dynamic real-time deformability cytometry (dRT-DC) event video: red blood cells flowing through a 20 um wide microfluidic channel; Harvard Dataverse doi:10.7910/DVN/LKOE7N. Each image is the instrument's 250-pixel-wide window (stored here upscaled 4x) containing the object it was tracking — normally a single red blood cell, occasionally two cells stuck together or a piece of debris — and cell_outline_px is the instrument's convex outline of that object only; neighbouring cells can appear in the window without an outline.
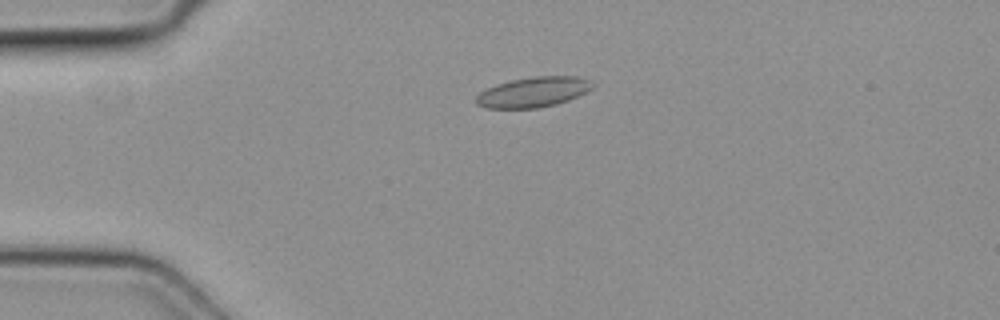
{"species": "common noctule bat (a hibernating species)", "species_latin": "Nyctalus noctula", "temperature_condition": "cold", "stored_images_in_passage": 4, "camera_frame_rate_fps": 3000, "um_per_image_px": 0.085, "animal": {"sex": "female", "body_mass_g": 19.3, "forearm_length_mm": 54.1}, "frame": {"image": 1, "passage_image": 4, "time_ms": 1.0, "image_size_px": [1000, 320], "cell_outline_px": [[596, 84], [592, 88], [568, 100], [556, 104], [536, 108], [488, 108], [476, 104], [476, 96], [480, 92], [496, 84], [512, 80], [532, 76], [576, 76], [592, 80]], "centroid_in_image_um": [45.34, 7.81], "position_along_channel_um": 39.7, "area_um2": 20.4}}